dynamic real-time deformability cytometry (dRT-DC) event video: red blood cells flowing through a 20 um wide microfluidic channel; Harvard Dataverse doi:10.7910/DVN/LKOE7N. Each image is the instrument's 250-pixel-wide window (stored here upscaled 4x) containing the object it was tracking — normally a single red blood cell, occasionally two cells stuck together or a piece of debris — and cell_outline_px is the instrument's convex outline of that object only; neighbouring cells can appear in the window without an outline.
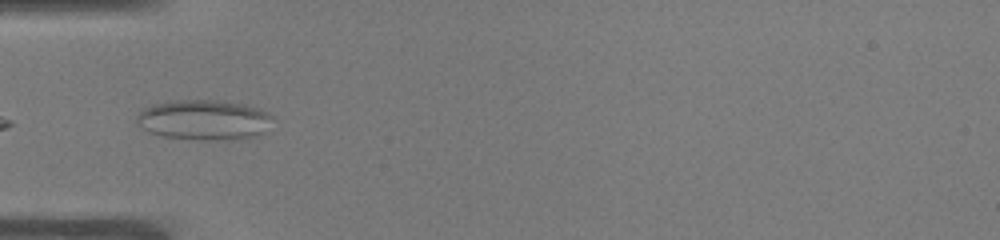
{"species": "common noctule bat (a hibernating species)", "species_latin": "Nyctalus noctula", "temperature_condition": "warm", "stored_images_in_passage": 10, "camera_frame_rate_fps": 3000, "um_per_image_px": 0.085, "animal": {"sex": "male", "body_mass_g": 19.0, "forearm_length_mm": 50.8}, "frame": {"image": 1, "passage_image": 2, "time_ms": 0.333, "image_size_px": [1000, 240], "cell_outline_px": [[272, 116], [264, 132], [256, 136], [228, 140], [200, 140], [164, 136], [148, 132], [136, 124], [136, 116], [144, 108], [152, 104], [168, 100], [220, 100], [244, 104], [256, 108]], "centroid_in_image_um": [17.27, 10.19], "position_along_channel_um": 67.7, "area_um2": 31.85}}